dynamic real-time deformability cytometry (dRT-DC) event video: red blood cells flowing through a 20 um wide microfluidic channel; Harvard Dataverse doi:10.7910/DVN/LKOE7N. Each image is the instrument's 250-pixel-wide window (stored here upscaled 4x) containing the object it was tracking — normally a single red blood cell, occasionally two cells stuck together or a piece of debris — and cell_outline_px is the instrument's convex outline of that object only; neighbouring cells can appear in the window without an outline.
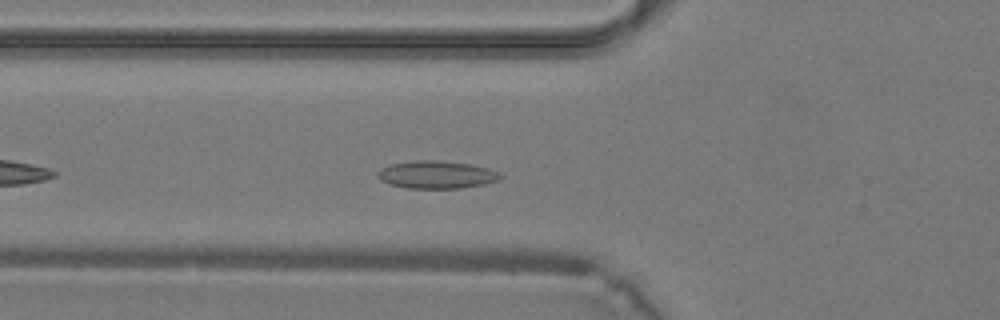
{"species": "common noctule bat (a hibernating species)", "species_latin": "Nyctalus noctula", "temperature_condition": "warm", "stored_images_in_passage": 25, "camera_frame_rate_fps": 3000, "um_per_image_px": 0.085, "animal": {"sex": "male", "body_mass_g": 19.2, "forearm_length_mm": 51.8}, "frame": {"image": 1, "passage_image": 5, "time_ms": 1.333, "image_size_px": [1000, 320], "cell_outline_px": [[504, 176], [500, 180], [484, 184], [460, 188], [408, 188], [392, 184], [380, 180], [376, 176], [376, 172], [380, 168], [392, 164], [416, 160], [436, 160], [472, 164], [488, 168]], "centroid_in_image_um": [37.11, 14.84], "position_along_channel_um": 88.7, "area_um2": 19.77}}
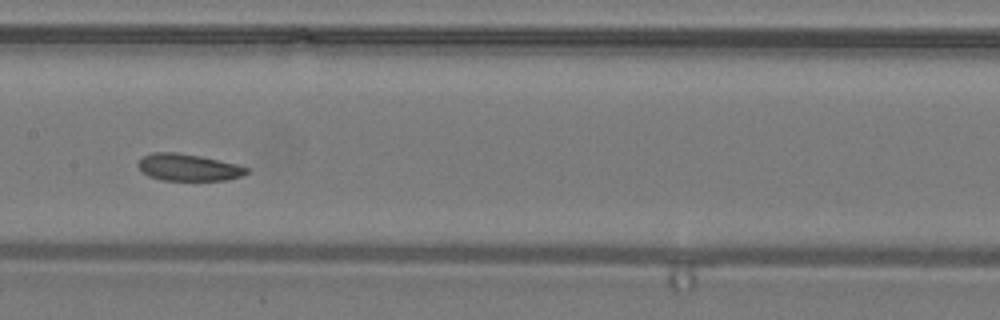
{"frame": {"image": 2, "passage_image": 11, "time_ms": 3.333, "image_size_px": [1000, 320], "cell_outline_px": [[248, 172], [244, 176], [228, 180], [160, 180], [148, 176], [136, 164], [144, 156], [152, 152], [176, 152], [200, 156], [236, 164], [248, 168]], "centroid_in_image_um": [16.02, 14.23], "position_along_channel_um": 191.4, "area_um2": 16.99}}
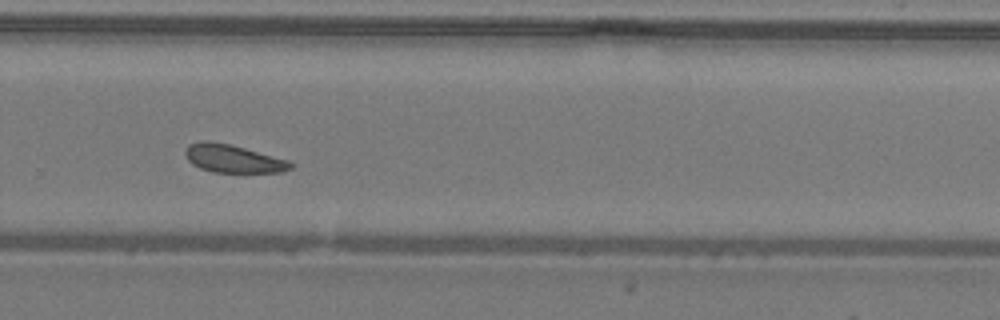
{"frame": {"image": 3, "passage_image": 18, "time_ms": 5.667, "image_size_px": [1000, 320], "cell_outline_px": [[296, 164], [292, 168], [280, 172], [212, 172], [200, 168], [192, 164], [188, 160], [184, 152], [188, 144], [200, 140], [208, 140], [228, 144], [244, 148], [288, 160]], "centroid_in_image_um": [19.79, 13.48], "position_along_channel_um": 310.0, "area_um2": 17.17}}